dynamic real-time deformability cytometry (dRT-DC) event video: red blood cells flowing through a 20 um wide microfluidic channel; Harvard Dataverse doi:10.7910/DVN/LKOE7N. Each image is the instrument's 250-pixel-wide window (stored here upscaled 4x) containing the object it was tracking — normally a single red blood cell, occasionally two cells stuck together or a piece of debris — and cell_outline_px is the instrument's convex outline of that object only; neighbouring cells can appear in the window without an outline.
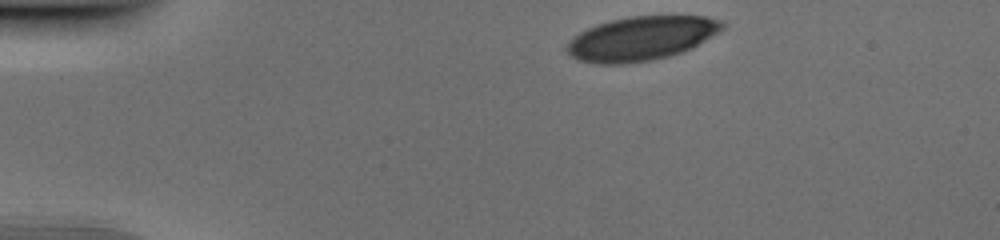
{"species": "human", "species_latin": "Homo sapiens", "temperature_condition": "cold", "stored_images_in_passage": 32, "camera_frame_rate_fps": 3000, "um_per_image_px": 0.085, "donor": {"sex": "male"}, "frame": {"image": 1, "passage_image": 1, "time_ms": 0.0, "image_size_px": [1000, 240], "cell_outline_px": [[724, 28], [692, 48], [668, 56], [652, 60], [624, 64], [600, 64], [580, 60], [572, 56], [564, 48], [568, 40], [572, 36], [596, 24], [628, 16], [704, 16], [720, 20], [724, 24]], "centroid_in_image_um": [54.47, 3.26], "position_along_channel_um": 30.5, "area_um2": 39.77}}
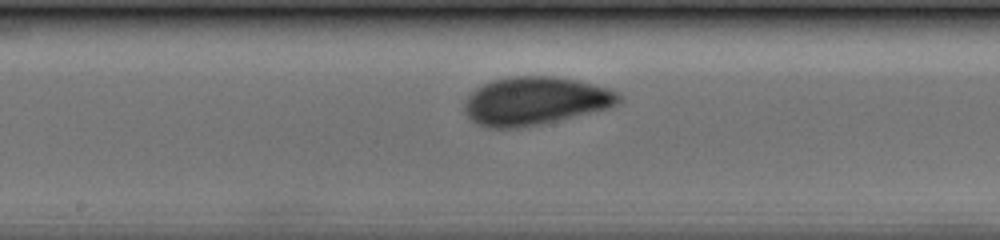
{"frame": {"image": 2, "passage_image": 19, "time_ms": 6.0, "image_size_px": [1000, 240], "cell_outline_px": [[620, 100], [616, 104], [608, 108], [540, 124], [516, 128], [488, 128], [476, 124], [464, 112], [464, 100], [476, 88], [492, 80], [512, 76], [552, 76], [580, 80], [608, 88], [616, 92], [620, 96]], "centroid_in_image_um": [45.45, 8.57], "position_along_channel_um": 202.8, "area_um2": 43.18}}
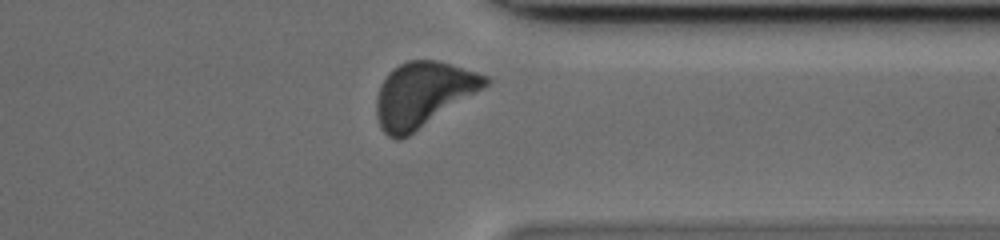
{"frame": {"image": 3, "passage_image": 32, "time_ms": 10.333, "image_size_px": [1000, 240], "cell_outline_px": [[492, 80], [488, 84], [408, 136], [400, 140], [396, 140], [388, 136], [380, 128], [376, 116], [376, 96], [380, 84], [388, 72], [392, 68], [408, 60], [436, 60], [476, 72], [488, 76]], "centroid_in_image_um": [35.88, 8.02], "position_along_channel_um": 375.5, "area_um2": 40.69}}